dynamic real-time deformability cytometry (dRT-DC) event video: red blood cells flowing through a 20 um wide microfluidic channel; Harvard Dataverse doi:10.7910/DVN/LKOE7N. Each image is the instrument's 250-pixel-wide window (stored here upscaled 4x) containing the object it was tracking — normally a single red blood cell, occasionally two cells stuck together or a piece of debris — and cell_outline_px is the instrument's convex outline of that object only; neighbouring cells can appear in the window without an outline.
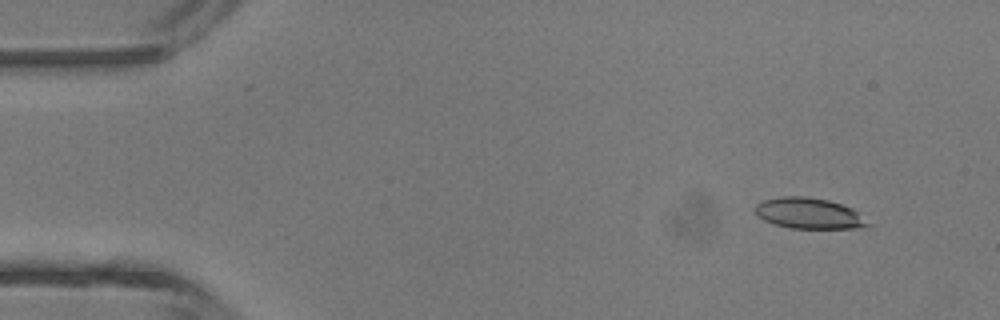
{"species": "common noctule bat (a hibernating species)", "species_latin": "Nyctalus noctula", "temperature_condition": "room temperature", "stored_images_in_passage": 4, "camera_frame_rate_fps": 3000, "um_per_image_px": 0.085, "animal": {"sex": "male", "body_mass_g": 13.3}, "frame": {"image": 1, "passage_image": 1, "time_ms": 0.0, "image_size_px": [1000, 320], "cell_outline_px": [[872, 224], [860, 228], [792, 228], [772, 224], [756, 216], [756, 204], [764, 200], [780, 196], [804, 196], [828, 200], [852, 208]], "centroid_in_image_um": [68.74, 18.13], "position_along_channel_um": 16.3, "area_um2": 20.23}}
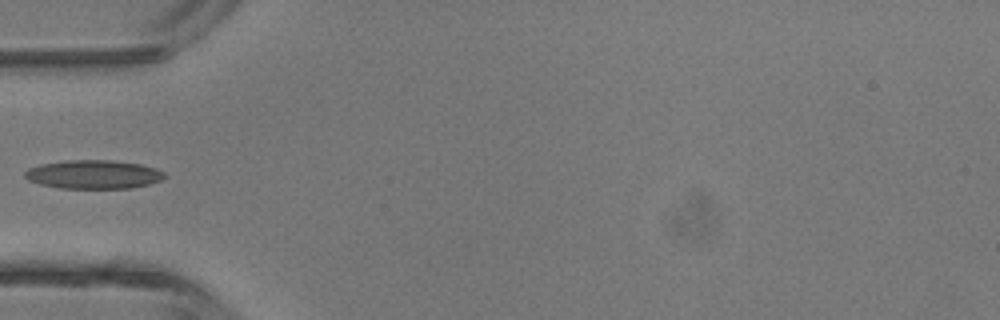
{"frame": {"image": 2, "passage_image": 4, "time_ms": 3.667, "image_size_px": [1000, 320], "cell_outline_px": [[168, 176], [160, 180], [148, 184], [132, 188], [60, 188], [40, 184], [28, 180], [24, 176], [24, 172], [28, 168], [40, 164], [68, 160], [112, 160], [140, 164], [156, 168], [164, 172]], "centroid_in_image_um": [7.95, 14.82], "position_along_channel_um": 77.1, "area_um2": 23.41}}